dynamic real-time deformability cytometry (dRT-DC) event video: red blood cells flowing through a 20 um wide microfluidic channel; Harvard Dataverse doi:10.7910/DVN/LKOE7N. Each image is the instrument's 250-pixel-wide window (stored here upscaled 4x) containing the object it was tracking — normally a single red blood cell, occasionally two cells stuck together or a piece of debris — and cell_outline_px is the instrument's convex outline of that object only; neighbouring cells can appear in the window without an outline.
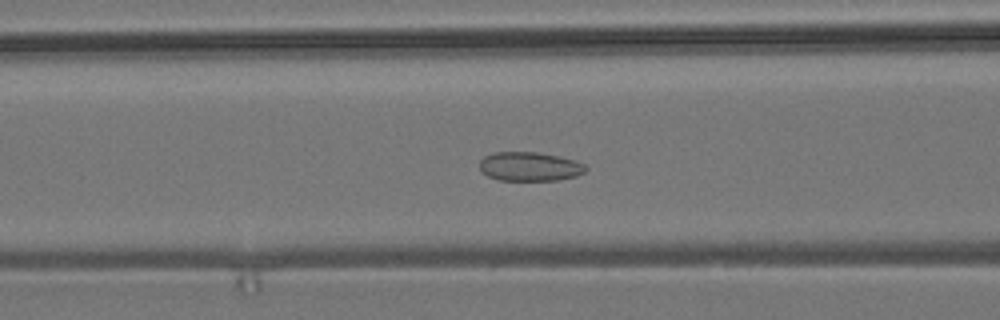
{"species": "common noctule bat (a hibernating species)", "species_latin": "Nyctalus noctula", "temperature_condition": "room temperature", "stored_images_in_passage": 57, "camera_frame_rate_fps": 3000, "um_per_image_px": 0.085, "animal": {"sex": "male", "body_mass_g": 19.2, "forearm_length_mm": 51.8}, "frame": {"image": 1, "passage_image": 23, "time_ms": 7.333, "image_size_px": [1000, 320], "cell_outline_px": [[588, 168], [584, 172], [576, 176], [556, 180], [500, 180], [488, 176], [480, 172], [480, 160], [484, 156], [492, 152], [540, 152], [572, 160], [584, 164]], "centroid_in_image_um": [44.98, 14.15], "position_along_channel_um": 121.6, "area_um2": 17.92}}
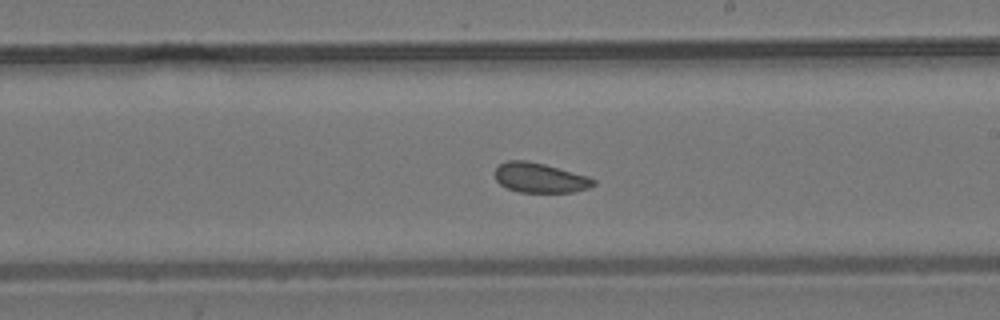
{"frame": {"image": 2, "passage_image": 33, "time_ms": 10.667, "image_size_px": [1000, 320], "cell_outline_px": [[596, 184], [588, 188], [572, 192], [520, 192], [508, 188], [500, 184], [496, 180], [496, 168], [500, 164], [508, 160], [524, 160], [544, 164], [588, 176], [596, 180]], "centroid_in_image_um": [45.91, 15.11], "position_along_channel_um": 243.1, "area_um2": 16.94}}
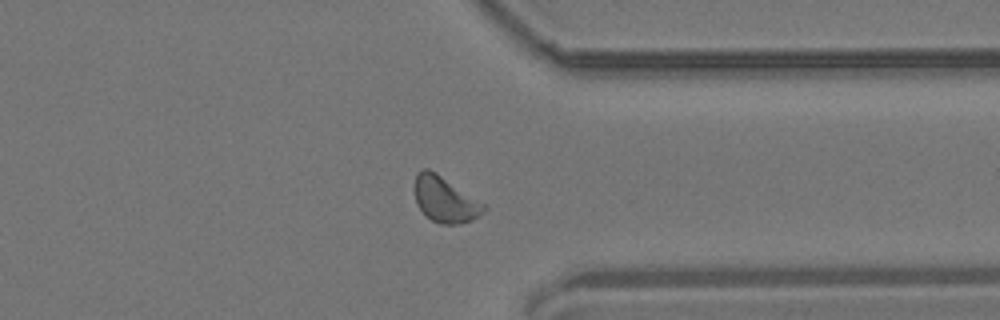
{"frame": {"image": 3, "passage_image": 44, "time_ms": 14.333, "image_size_px": [1000, 320], "cell_outline_px": [[488, 208], [484, 212], [472, 220], [460, 224], [440, 224], [432, 220], [416, 204], [416, 172], [424, 168], [428, 168], [436, 172], [488, 204]], "centroid_in_image_um": [37.9, 16.95], "position_along_channel_um": 373.5, "area_um2": 18.61}, "authors_computed_cell_mechanics": {"area_um2": 18.4382, "velocity_mm_per_s": 3.65, "shape_relaxation_time_tau1_ms": null, "shape_relaxation_time_tau2_ms": 2.0262, "deformation_change_tau1": null, "deformation_change_tau2": 0.0724}}